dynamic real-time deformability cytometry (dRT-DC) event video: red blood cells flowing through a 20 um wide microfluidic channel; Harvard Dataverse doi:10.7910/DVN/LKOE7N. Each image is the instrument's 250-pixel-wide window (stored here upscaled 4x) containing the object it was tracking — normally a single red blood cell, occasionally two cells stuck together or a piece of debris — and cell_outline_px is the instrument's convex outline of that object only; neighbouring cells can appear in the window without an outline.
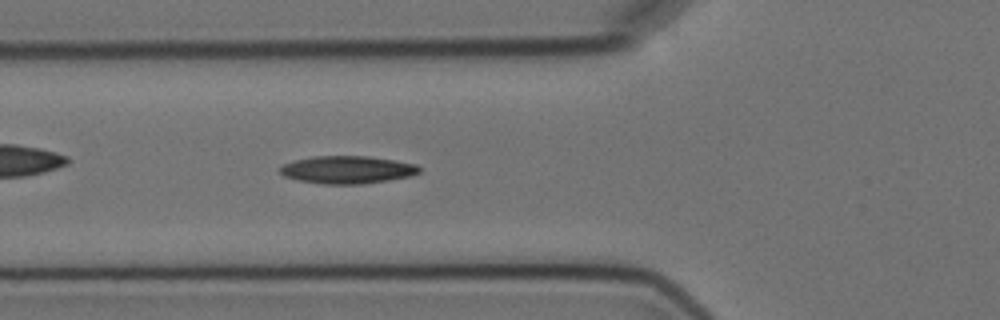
{"species": "Egyptian fruit bat (a non-hibernating species)", "species_latin": "Rousettus aegyptiacus", "temperature_condition": "cold", "stored_images_in_passage": 6, "camera_frame_rate_fps": 3000, "um_per_image_px": 0.085, "animal": {"sex": "female"}, "frame": {"image": 1, "passage_image": 6, "time_ms": 5.667, "image_size_px": [1000, 320], "cell_outline_px": [[420, 172], [412, 176], [364, 184], [324, 184], [296, 180], [284, 176], [280, 172], [280, 168], [284, 164], [292, 160], [312, 156], [368, 156], [416, 164], [420, 168]], "centroid_in_image_um": [29.5, 14.43], "position_along_channel_um": 96.3, "area_um2": 22.54}}